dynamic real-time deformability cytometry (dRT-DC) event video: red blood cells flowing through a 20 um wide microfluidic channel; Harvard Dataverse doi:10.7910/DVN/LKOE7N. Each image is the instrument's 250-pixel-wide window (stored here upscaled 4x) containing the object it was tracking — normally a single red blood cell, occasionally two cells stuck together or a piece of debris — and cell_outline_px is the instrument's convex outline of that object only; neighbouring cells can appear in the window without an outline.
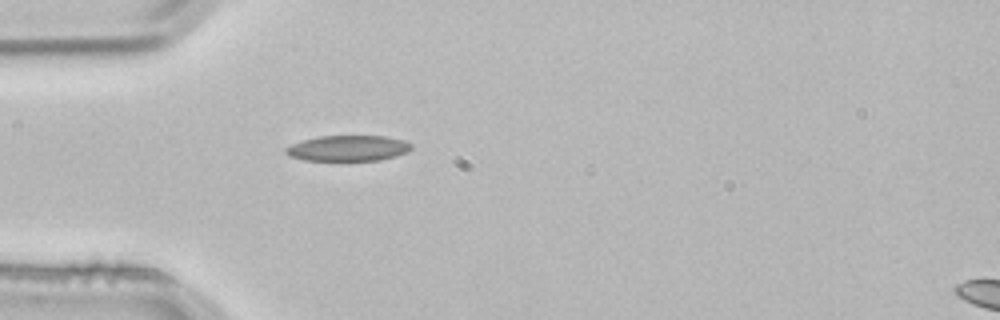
{"species": "common noctule bat (a hibernating species)", "species_latin": "Nyctalus noctula", "temperature_condition": "room temperature", "stored_images_in_passage": 4, "segment_of_instrument_passage": [1, 2], "camera_frame_rate_fps": 3000, "um_per_image_px": 0.085, "animal": {"sex": "male", "body_mass_g": 21.5, "forearm_length_mm": 52.0}, "frame": {"image": 1, "passage_image": 3, "time_ms": 0.667, "image_size_px": [1000, 320], "cell_outline_px": [[412, 148], [408, 152], [396, 156], [380, 160], [304, 160], [288, 156], [284, 152], [284, 148], [292, 144], [304, 140], [320, 136], [384, 136], [404, 140], [412, 144]], "centroid_in_image_um": [29.59, 12.6], "position_along_channel_um": 55.4, "area_um2": 18.79}}